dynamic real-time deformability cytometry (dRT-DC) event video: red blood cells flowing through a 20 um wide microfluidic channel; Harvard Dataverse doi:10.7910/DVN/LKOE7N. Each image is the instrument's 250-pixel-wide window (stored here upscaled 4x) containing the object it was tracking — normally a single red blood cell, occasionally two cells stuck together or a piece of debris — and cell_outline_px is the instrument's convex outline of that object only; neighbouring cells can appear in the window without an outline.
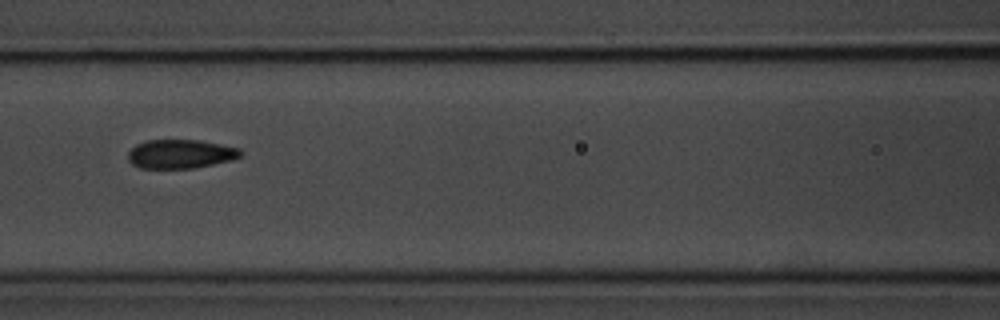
{"species": "common noctule bat (a hibernating species)", "species_latin": "Nyctalus noctula", "temperature_condition": "room temperature", "stored_images_in_passage": 9, "camera_frame_rate_fps": 3000, "um_per_image_px": 0.085, "animal": {"sex": "male", "body_mass_g": 20.1, "forearm_length_mm": 53.5}, "frame": {"image": 1, "passage_image": 7, "time_ms": 8.0, "image_size_px": [1000, 320], "cell_outline_px": [[240, 156], [232, 160], [196, 168], [140, 168], [132, 164], [128, 160], [128, 152], [136, 144], [148, 140], [200, 140], [240, 148]], "centroid_in_image_um": [15.33, 13.09], "position_along_channel_um": 151.3, "area_um2": 18.96}}
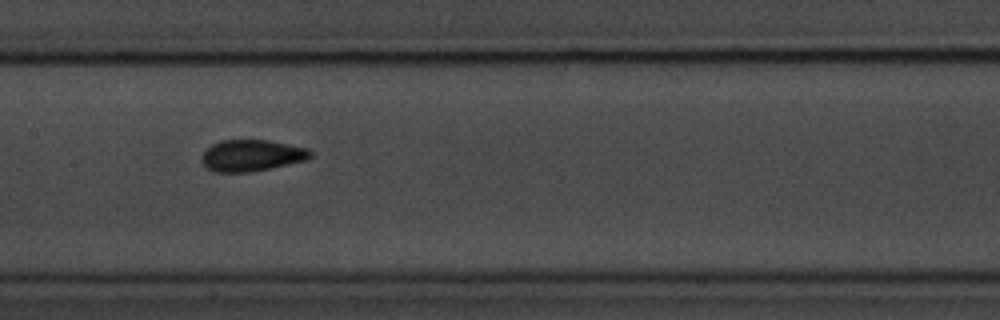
{"frame": {"image": 2, "passage_image": 8, "time_ms": 9.0, "image_size_px": [1000, 320], "cell_outline_px": [[312, 156], [304, 160], [268, 168], [248, 172], [212, 172], [200, 160], [204, 152], [212, 144], [220, 140], [268, 140], [308, 148], [312, 152]], "centroid_in_image_um": [21.36, 13.21], "position_along_channel_um": 186.0, "area_um2": 19.71}}